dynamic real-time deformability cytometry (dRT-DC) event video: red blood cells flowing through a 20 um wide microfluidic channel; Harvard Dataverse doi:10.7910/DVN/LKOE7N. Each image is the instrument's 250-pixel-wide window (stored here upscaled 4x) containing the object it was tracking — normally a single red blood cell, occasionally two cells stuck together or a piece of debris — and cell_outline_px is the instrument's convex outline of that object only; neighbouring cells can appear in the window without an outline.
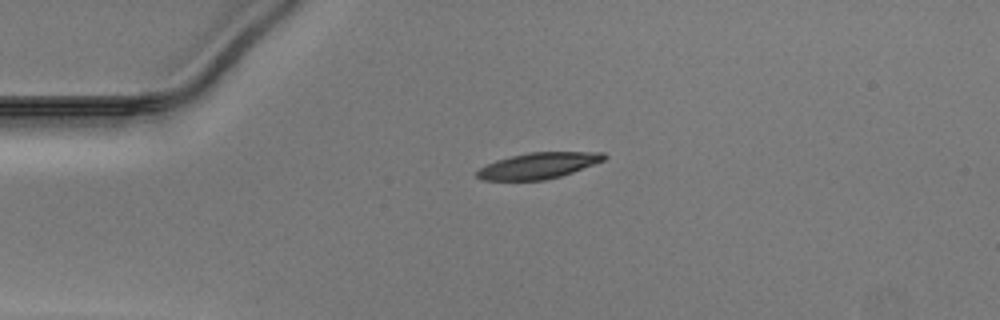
{"species": "Egyptian fruit bat (a non-hibernating species)", "species_latin": "Rousettus aegyptiacus", "temperature_condition": "warm", "stored_images_in_passage": 40, "camera_frame_rate_fps": 3000, "um_per_image_px": 0.085, "animal": {"sex": "male"}, "frame": {"image": 1, "passage_image": 1, "time_ms": 0.0, "image_size_px": [1000, 320], "cell_outline_px": [[608, 156], [604, 160], [572, 172], [560, 176], [544, 180], [480, 180], [476, 176], [476, 172], [480, 168], [496, 160], [528, 152], [604, 152]], "centroid_in_image_um": [45.76, 14.07], "position_along_channel_um": 39.2, "area_um2": 19.13}}
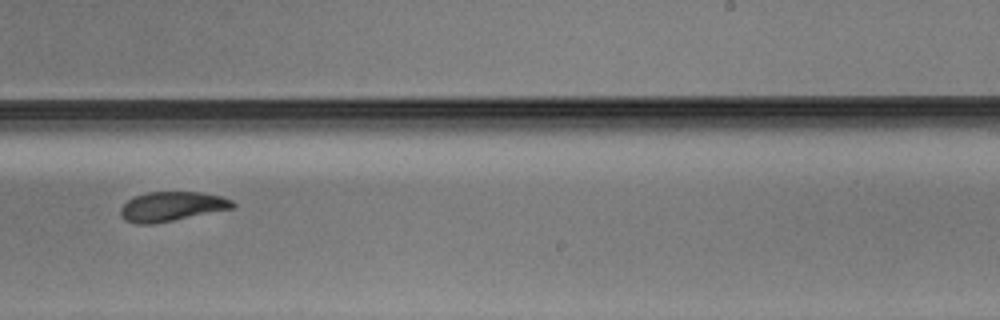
{"frame": {"image": 2, "passage_image": 21, "time_ms": 6.667, "image_size_px": [1000, 320], "cell_outline_px": [[236, 208], [156, 224], [136, 224], [124, 220], [120, 216], [120, 208], [132, 196], [148, 192], [204, 192], [220, 196], [232, 200], [236, 204]], "centroid_in_image_um": [14.61, 17.56], "position_along_channel_um": 274.4, "area_um2": 19.71}}
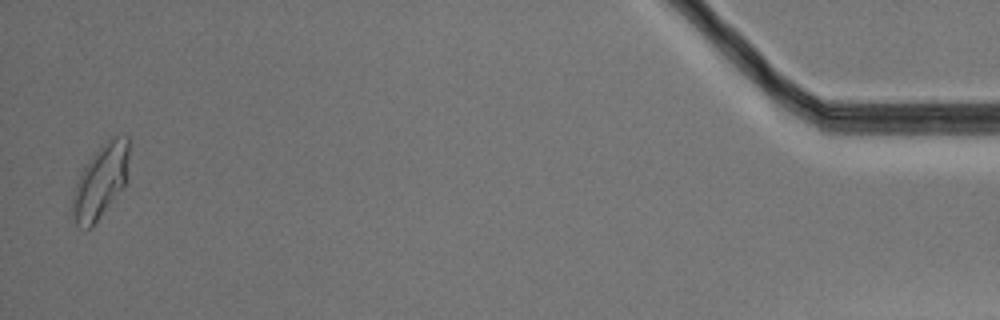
{"frame": {"image": 3, "passage_image": 39, "time_ms": 12.667, "image_size_px": [1000, 320], "cell_outline_px": [[128, 156], [124, 184], [92, 228], [80, 228], [68, 216], [72, 192], [76, 180], [92, 156], [100, 148], [116, 136], [128, 136]], "centroid_in_image_um": [8.44, 15.53], "position_along_channel_um": 426.8, "area_um2": 23.87}}